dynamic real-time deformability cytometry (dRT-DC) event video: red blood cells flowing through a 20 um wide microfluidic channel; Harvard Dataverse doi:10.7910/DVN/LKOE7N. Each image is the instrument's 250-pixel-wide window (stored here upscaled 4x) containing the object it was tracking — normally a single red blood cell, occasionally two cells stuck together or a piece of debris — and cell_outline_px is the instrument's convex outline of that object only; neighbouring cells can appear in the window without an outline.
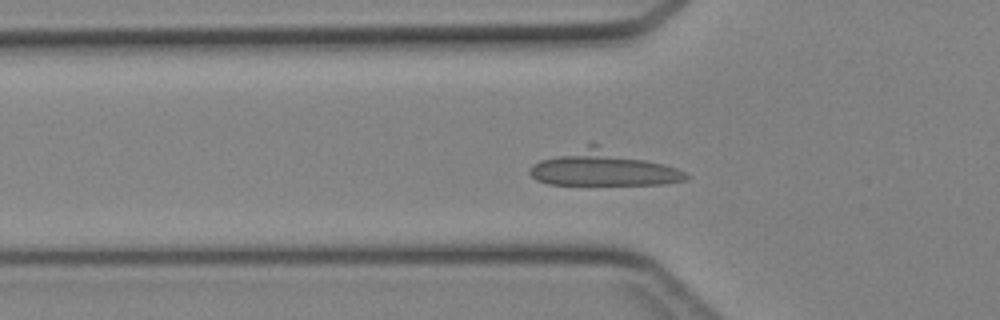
{"species": "Egyptian fruit bat (a non-hibernating species)", "species_latin": "Rousettus aegyptiacus", "temperature_condition": "cold", "stored_images_in_passage": 42, "camera_frame_rate_fps": 3000, "um_per_image_px": 0.085, "animal": {"sex": "female"}, "frame": {"image": 1, "passage_image": 12, "time_ms": 3.667, "image_size_px": [1000, 320], "cell_outline_px": [[692, 176], [688, 180], [664, 184], [548, 184], [536, 180], [528, 172], [528, 168], [532, 164], [540, 160], [588, 144], [596, 144], [664, 164], [676, 168]], "centroid_in_image_um": [51.26, 14.31], "position_along_channel_um": 74.5, "area_um2": 31.73}}
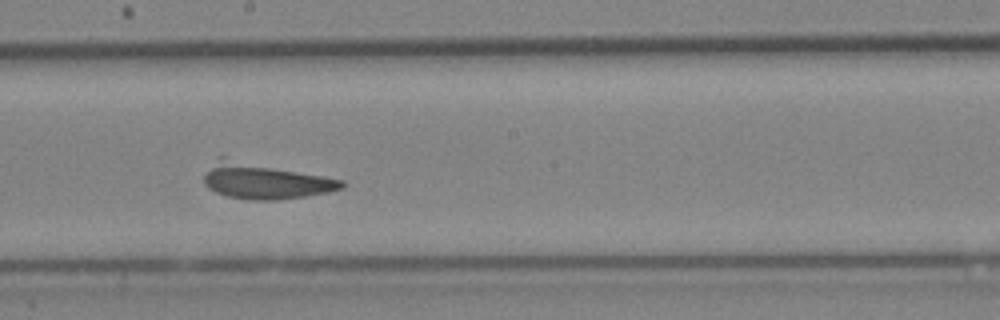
{"frame": {"image": 2, "passage_image": 22, "time_ms": 7.0, "image_size_px": [1000, 320], "cell_outline_px": [[344, 188], [328, 192], [308, 196], [276, 200], [248, 200], [228, 196], [216, 192], [208, 188], [204, 184], [204, 176], [220, 156], [224, 156], [344, 180]], "centroid_in_image_um": [22.53, 15.39], "position_along_channel_um": 225.7, "area_um2": 28.67}}
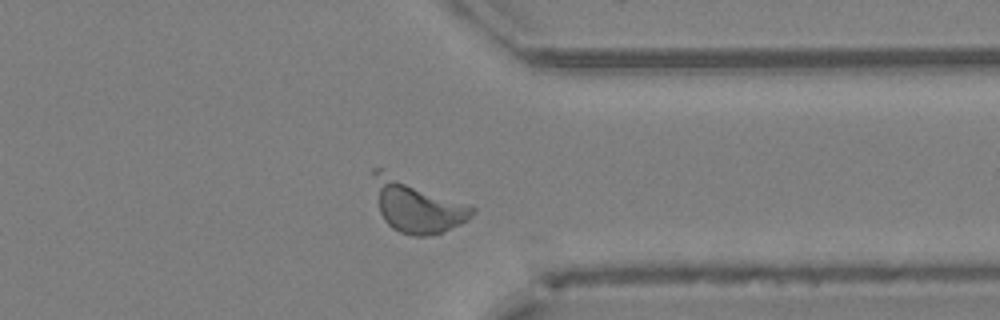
{"frame": {"image": 3, "passage_image": 32, "time_ms": 10.333, "image_size_px": [1000, 320], "cell_outline_px": [[476, 212], [468, 220], [444, 232], [428, 236], [412, 236], [400, 232], [392, 228], [384, 220], [380, 212], [372, 176], [372, 168], [380, 168], [476, 208]], "centroid_in_image_um": [35.43, 17.52], "position_along_channel_um": 376.0, "area_um2": 29.88}}